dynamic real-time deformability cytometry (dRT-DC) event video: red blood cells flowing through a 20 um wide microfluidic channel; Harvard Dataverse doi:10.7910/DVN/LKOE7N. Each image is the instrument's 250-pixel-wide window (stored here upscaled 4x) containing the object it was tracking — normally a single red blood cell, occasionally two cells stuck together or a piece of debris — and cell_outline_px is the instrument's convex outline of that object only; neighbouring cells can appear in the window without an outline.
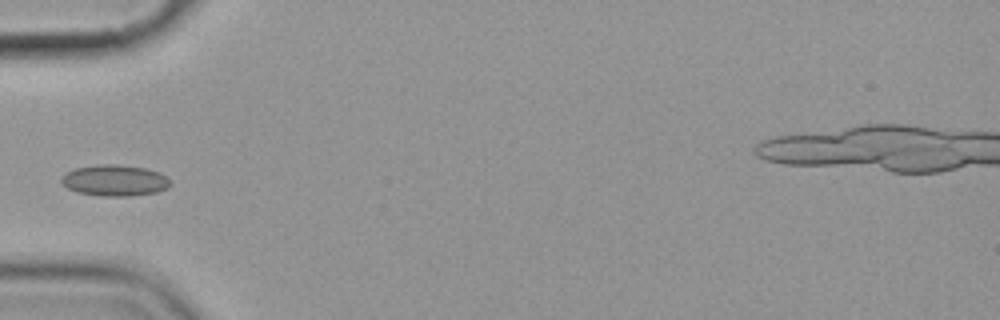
{"species": "common noctule bat (a hibernating species)", "species_latin": "Nyctalus noctula", "temperature_condition": "cold", "stored_images_in_passage": 5, "camera_frame_rate_fps": 3000, "um_per_image_px": 0.085, "animal": {"sex": "female", "body_mass_g": 19.9}, "frame": {"image": 1, "passage_image": 5, "time_ms": 5.667, "image_size_px": [1000, 320], "cell_outline_px": [[172, 184], [168, 188], [156, 192], [128, 196], [100, 196], [76, 192], [68, 188], [60, 180], [60, 176], [64, 172], [76, 168], [96, 164], [116, 164], [144, 168], [160, 172]], "centroid_in_image_um": [9.71, 15.33], "position_along_channel_um": 75.3, "area_um2": 19.88}}